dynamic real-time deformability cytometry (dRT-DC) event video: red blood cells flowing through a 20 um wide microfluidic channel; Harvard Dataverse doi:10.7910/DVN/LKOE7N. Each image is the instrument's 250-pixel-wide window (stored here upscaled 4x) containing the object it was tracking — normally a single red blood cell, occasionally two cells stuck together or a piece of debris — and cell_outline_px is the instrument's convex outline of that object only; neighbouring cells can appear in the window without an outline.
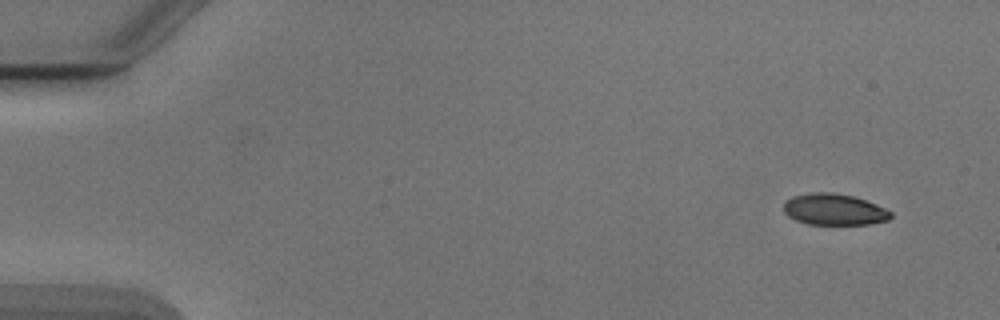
{"species": "Egyptian fruit bat (a non-hibernating species)", "species_latin": "Rousettus aegyptiacus", "temperature_condition": "cold", "stored_images_in_passage": 5, "camera_frame_rate_fps": 3000, "um_per_image_px": 0.085, "animal": {"sex": "male"}, "frame": {"image": 1, "passage_image": 1, "time_ms": 0.0, "image_size_px": [1000, 320], "cell_outline_px": [[892, 216], [888, 220], [868, 224], [808, 224], [796, 220], [788, 216], [784, 212], [784, 200], [792, 196], [812, 192], [832, 192], [852, 196], [876, 204], [892, 212]], "centroid_in_image_um": [70.87, 17.8], "position_along_channel_um": 14.1, "area_um2": 19.54}}
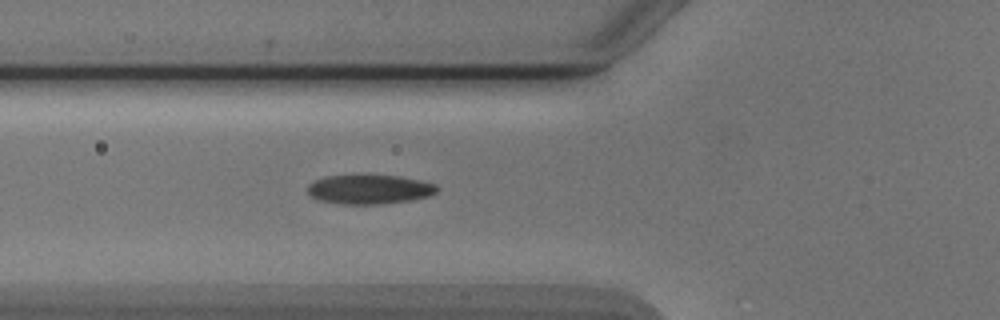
{"frame": {"image": 2, "passage_image": 5, "time_ms": 5.333, "image_size_px": [1000, 320], "cell_outline_px": [[440, 188], [432, 196], [412, 200], [380, 204], [340, 204], [320, 200], [308, 196], [308, 184], [324, 176], [356, 172], [368, 172], [400, 176], [420, 180], [436, 184]], "centroid_in_image_um": [31.4, 16.04], "position_along_channel_um": 94.4, "area_um2": 23.41}}